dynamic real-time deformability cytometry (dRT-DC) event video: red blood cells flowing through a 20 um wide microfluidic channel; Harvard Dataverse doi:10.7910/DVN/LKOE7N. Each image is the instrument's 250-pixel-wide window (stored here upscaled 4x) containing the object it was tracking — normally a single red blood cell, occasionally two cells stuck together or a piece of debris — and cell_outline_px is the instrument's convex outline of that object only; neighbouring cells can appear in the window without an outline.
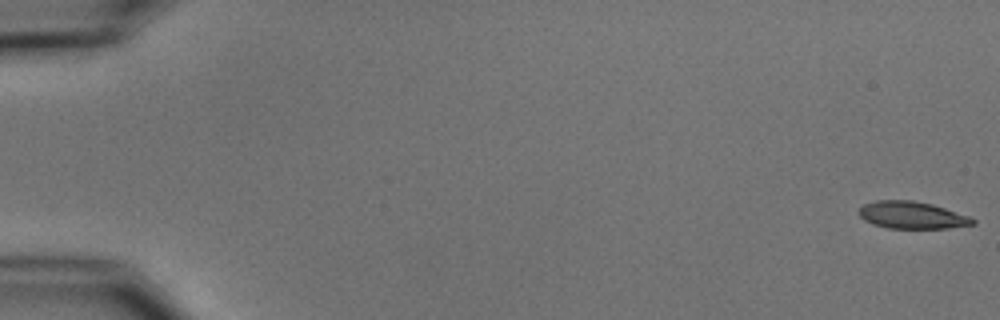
{"species": "common noctule bat (a hibernating species)", "species_latin": "Nyctalus noctula", "temperature_condition": "cold", "stored_images_in_passage": 8, "camera_frame_rate_fps": 3000, "um_per_image_px": 0.085, "animal": {"sex": "male", "body_mass_g": 15.6}, "frame": {"image": 1, "passage_image": 1, "time_ms": 0.0, "image_size_px": [1000, 320], "cell_outline_px": [[976, 224], [948, 228], [888, 228], [872, 224], [864, 220], [860, 216], [860, 208], [864, 204], [876, 200], [912, 200], [932, 204], [968, 216], [976, 220]], "centroid_in_image_um": [77.51, 18.29], "position_along_channel_um": 7.5, "area_um2": 17.92}}
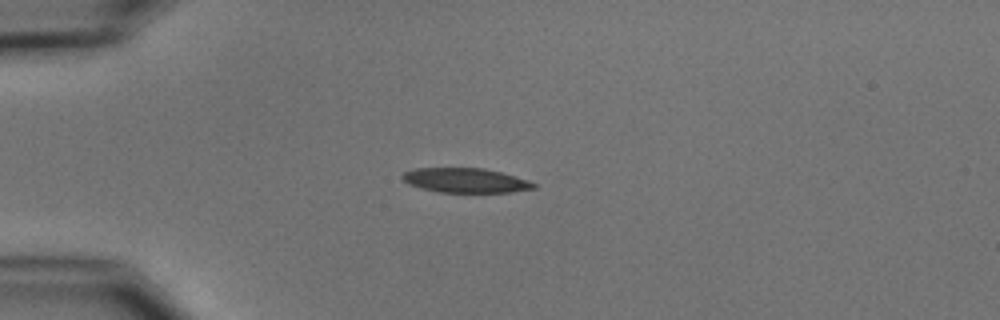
{"frame": {"image": 2, "passage_image": 5, "time_ms": 4.667, "image_size_px": [1000, 320], "cell_outline_px": [[536, 188], [512, 192], [440, 192], [420, 188], [408, 184], [400, 176], [404, 172], [412, 168], [484, 168], [500, 172], [528, 180], [536, 184]], "centroid_in_image_um": [39.54, 15.33], "position_along_channel_um": 45.5, "area_um2": 18.79}}